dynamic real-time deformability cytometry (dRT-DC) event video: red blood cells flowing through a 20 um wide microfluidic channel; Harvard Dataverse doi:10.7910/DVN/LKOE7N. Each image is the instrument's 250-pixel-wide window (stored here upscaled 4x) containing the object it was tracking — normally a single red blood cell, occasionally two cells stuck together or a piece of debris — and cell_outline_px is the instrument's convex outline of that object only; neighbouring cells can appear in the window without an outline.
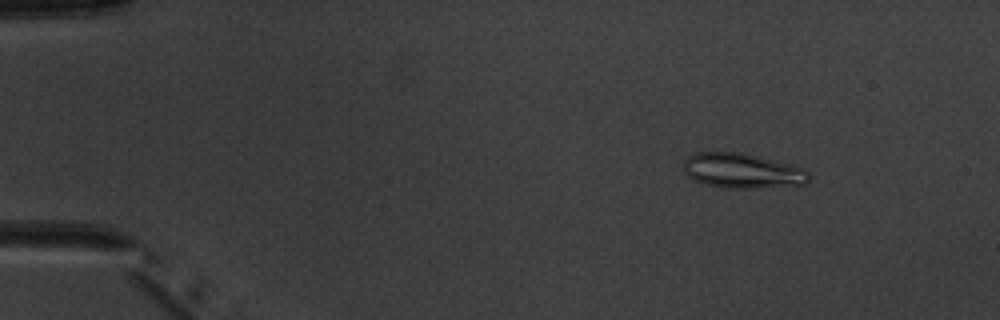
{"species": "common noctule bat (a hibernating species)", "species_latin": "Nyctalus noctula", "temperature_condition": "warm", "stored_images_in_passage": 5, "camera_frame_rate_fps": 3000, "um_per_image_px": 0.085, "animal": {"sex": "male", "body_mass_g": 20.1, "forearm_length_mm": 53.5}, "frame": {"image": 1, "passage_image": 2, "time_ms": 1.0, "image_size_px": [1000, 320], "cell_outline_px": [[808, 180], [804, 184], [756, 188], [724, 188], [704, 184], [688, 176], [684, 172], [684, 160], [688, 156], [696, 152], [744, 152], [804, 168], [808, 172]], "centroid_in_image_um": [63.06, 14.51], "position_along_channel_um": 21.9, "area_um2": 25.49}}
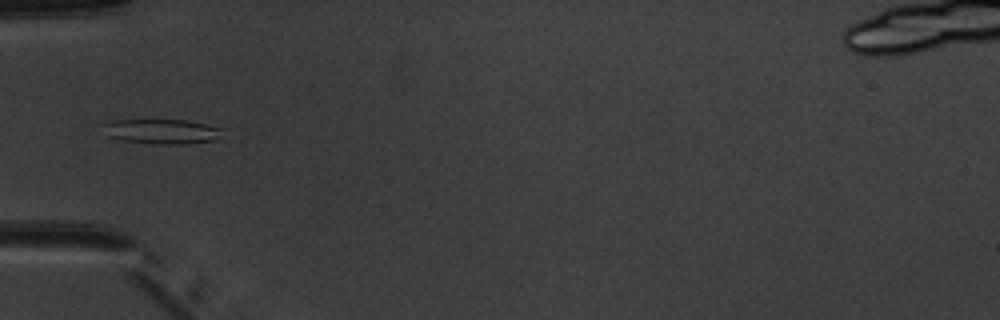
{"frame": {"image": 2, "passage_image": 5, "time_ms": 4.667, "image_size_px": [1000, 320], "cell_outline_px": [[228, 128], [212, 140], [184, 144], [152, 144], [124, 140], [108, 136], [104, 124], [112, 120], [188, 120]], "centroid_in_image_um": [13.83, 11.16], "position_along_channel_um": 71.2, "area_um2": 17.17}}